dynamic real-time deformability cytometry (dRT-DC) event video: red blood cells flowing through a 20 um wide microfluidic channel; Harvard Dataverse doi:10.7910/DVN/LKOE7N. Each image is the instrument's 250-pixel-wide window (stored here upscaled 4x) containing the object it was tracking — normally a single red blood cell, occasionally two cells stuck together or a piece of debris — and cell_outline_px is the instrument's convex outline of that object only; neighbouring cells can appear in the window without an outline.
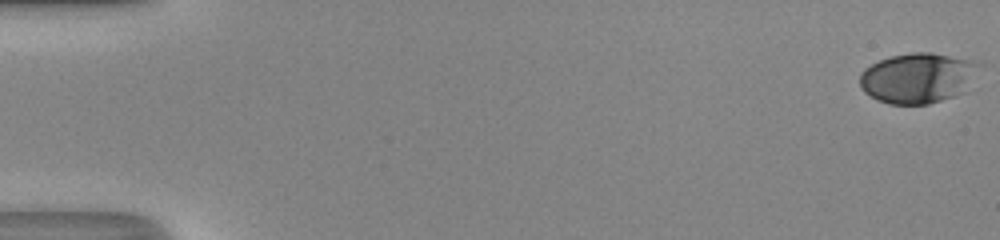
{"species": "human", "species_latin": "Homo sapiens", "temperature_condition": "room temperature", "stored_images_in_passage": 52, "camera_frame_rate_fps": 3000, "um_per_image_px": 0.085, "donor": {"sex": "male"}, "frame": {"image": 1, "passage_image": 1, "time_ms": 0.0, "image_size_px": [1000, 240], "cell_outline_px": [[972, 64], [964, 92], [956, 96], [928, 104], [888, 104], [876, 100], [864, 92], [860, 84], [860, 72], [864, 68], [880, 60], [892, 56], [912, 52], [928, 52], [948, 56], [964, 60]], "centroid_in_image_um": [77.81, 6.67], "position_along_channel_um": 7.2, "area_um2": 33.58}}
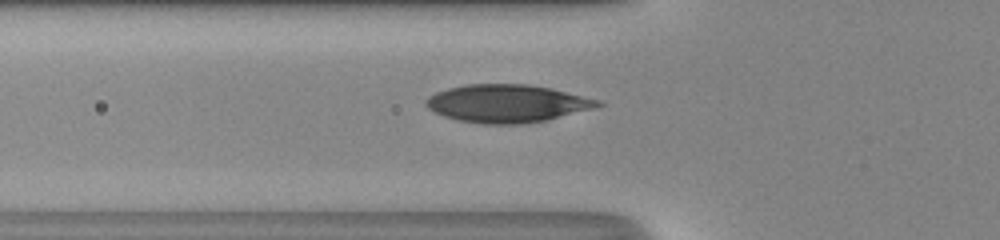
{"frame": {"image": 2, "passage_image": 20, "time_ms": 6.333, "image_size_px": [1000, 240], "cell_outline_px": [[604, 104], [596, 108], [548, 120], [524, 124], [484, 124], [460, 120], [444, 116], [432, 112], [424, 104], [424, 100], [428, 96], [436, 92], [448, 88], [468, 84], [528, 84], [552, 88], [600, 100]], "centroid_in_image_um": [43.11, 8.8], "position_along_channel_um": 82.7, "area_um2": 38.21}}
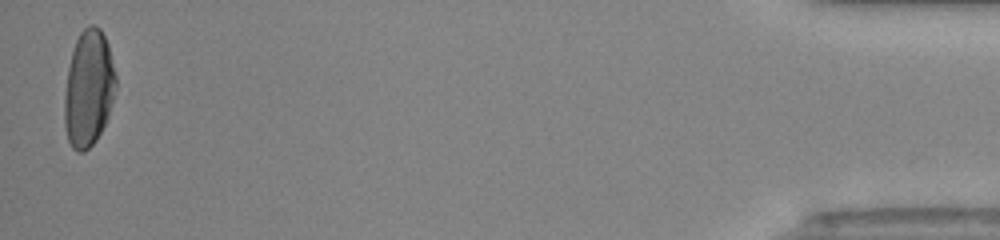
{"frame": {"image": 3, "passage_image": 51, "time_ms": 16.667, "image_size_px": [1000, 240], "cell_outline_px": [[116, 88], [108, 116], [96, 140], [84, 152], [76, 152], [72, 148], [68, 140], [64, 124], [64, 96], [68, 68], [72, 52], [76, 40], [80, 32], [88, 24], [92, 24], [100, 28], [108, 44], [116, 76]], "centroid_in_image_um": [7.52, 7.52], "position_along_channel_um": 427.7, "area_um2": 34.91}, "authors_computed_cell_mechanics": {"area_um2": 36.5296, "velocity_mm_per_s": 4.2116, "shape_relaxation_time_tau1_ms": 5.7685, "shape_relaxation_time_tau2_ms": null, "deformation_change_tau1": 0.2431, "deformation_change_tau2": null}}